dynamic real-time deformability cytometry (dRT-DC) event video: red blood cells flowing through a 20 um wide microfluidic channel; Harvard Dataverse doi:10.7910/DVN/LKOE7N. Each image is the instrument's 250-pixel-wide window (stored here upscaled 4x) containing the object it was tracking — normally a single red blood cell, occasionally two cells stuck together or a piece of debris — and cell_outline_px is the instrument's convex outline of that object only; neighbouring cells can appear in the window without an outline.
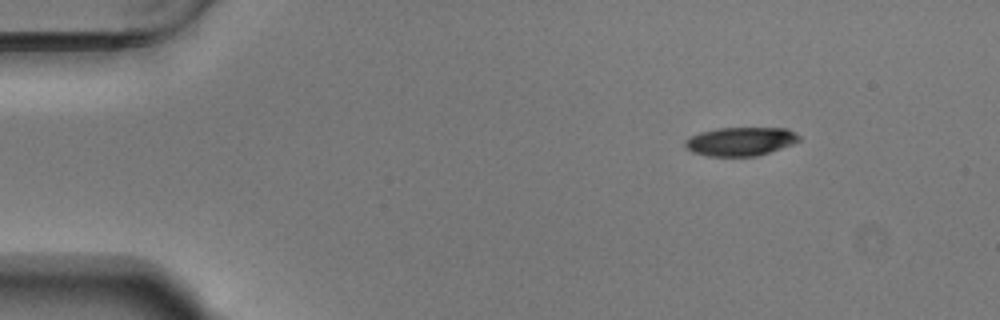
{"species": "Egyptian fruit bat (a non-hibernating species)", "species_latin": "Rousettus aegyptiacus", "temperature_condition": "warm", "stored_images_in_passage": 48, "camera_frame_rate_fps": 3000, "um_per_image_px": 0.085, "animal": {"sex": "male"}, "frame": {"image": 1, "passage_image": 1, "time_ms": 0.0, "image_size_px": [1000, 320], "cell_outline_px": [[800, 140], [792, 144], [756, 156], [708, 156], [692, 152], [684, 148], [684, 140], [700, 132], [716, 128], [788, 128], [796, 132], [800, 136]], "centroid_in_image_um": [62.92, 12.01], "position_along_channel_um": 22.1, "area_um2": 19.07}}
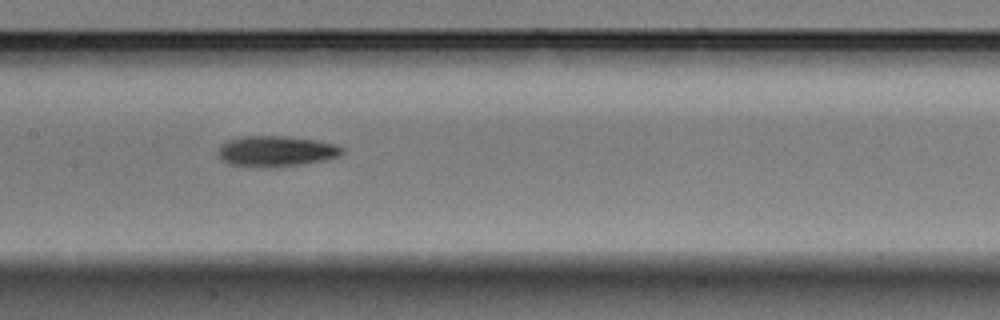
{"frame": {"image": 2, "passage_image": 21, "time_ms": 6.667, "image_size_px": [1000, 320], "cell_outline_px": [[344, 152], [340, 156], [328, 160], [300, 164], [232, 164], [220, 160], [216, 152], [228, 140], [244, 136], [284, 136], [316, 140], [336, 144], [344, 148]], "centroid_in_image_um": [23.55, 12.8], "position_along_channel_um": 183.9, "area_um2": 21.27}}
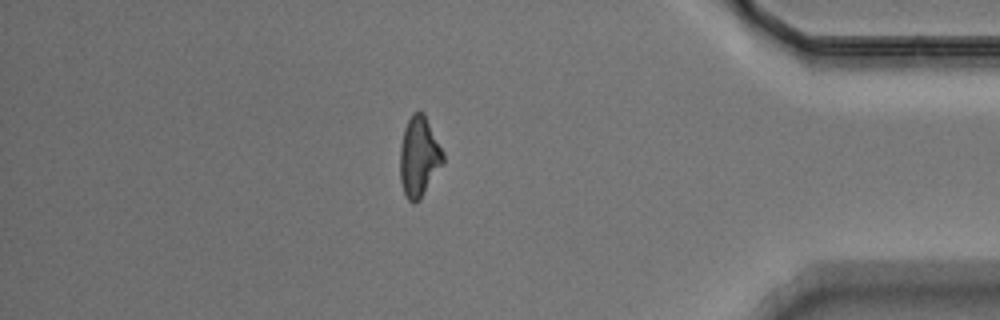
{"frame": {"image": 3, "passage_image": 41, "time_ms": 13.333, "image_size_px": [1000, 320], "cell_outline_px": [[444, 164], [420, 200], [412, 204], [408, 200], [404, 192], [400, 180], [400, 144], [404, 128], [412, 112], [424, 112], [444, 152]], "centroid_in_image_um": [35.63, 13.33], "position_along_channel_um": 399.6, "area_um2": 20.46}, "authors_computed_cell_mechanics": {"area_um2": 20.5768, "velocity_mm_per_s": 3.7252, "shape_relaxation_time_tau1_ms": 4.0211, "shape_relaxation_time_tau2_ms": 11.1537, "deformation_change_tau1": 0.1523, "deformation_change_tau2": 0.2437}}